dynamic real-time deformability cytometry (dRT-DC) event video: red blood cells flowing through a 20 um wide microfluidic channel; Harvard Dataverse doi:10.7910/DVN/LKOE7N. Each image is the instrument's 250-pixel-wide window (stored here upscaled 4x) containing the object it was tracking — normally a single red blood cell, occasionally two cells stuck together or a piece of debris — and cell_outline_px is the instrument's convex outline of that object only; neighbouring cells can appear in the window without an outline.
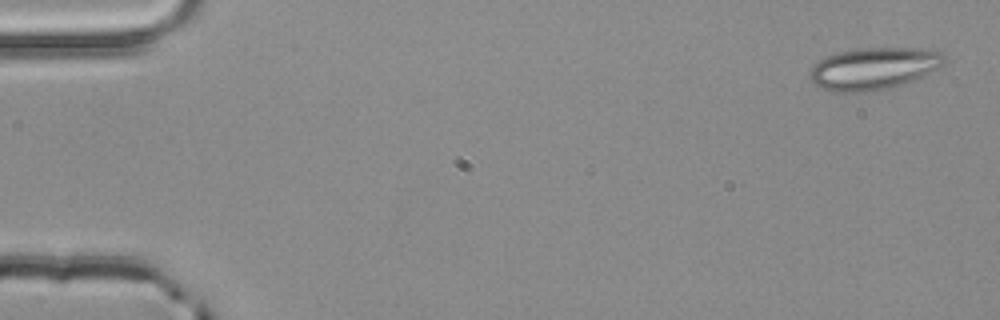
{"species": "common noctule bat (a hibernating species)", "species_latin": "Nyctalus noctula", "temperature_condition": "room temperature", "stored_images_in_passage": 4, "camera_frame_rate_fps": 3000, "um_per_image_px": 0.085, "animal": {"sex": "male", "body_mass_g": 20.4}, "frame": {"image": 1, "passage_image": 1, "time_ms": 0.0, "image_size_px": [1000, 320], "cell_outline_px": [[944, 64], [940, 68], [904, 84], [876, 92], [832, 92], [816, 84], [812, 80], [808, 72], [820, 60], [828, 56], [840, 52], [860, 48], [928, 48], [940, 52], [944, 56]], "centroid_in_image_um": [74.31, 5.83], "position_along_channel_um": 10.7, "area_um2": 33.0}}
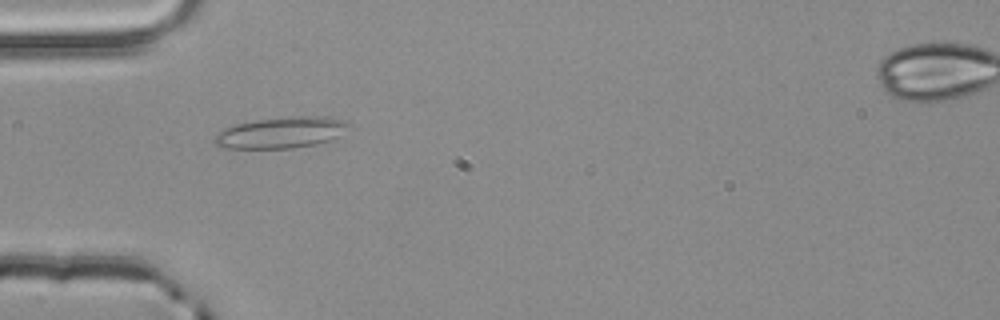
{"frame": {"image": 2, "passage_image": 4, "time_ms": 1.0, "image_size_px": [1000, 320], "cell_outline_px": [[352, 124], [332, 140], [316, 144], [292, 148], [228, 148], [216, 144], [212, 140], [224, 128], [236, 124], [256, 120], [304, 116], [324, 116], [344, 120]], "centroid_in_image_um": [23.93, 11.27], "position_along_channel_um": 61.1, "area_um2": 24.04}}